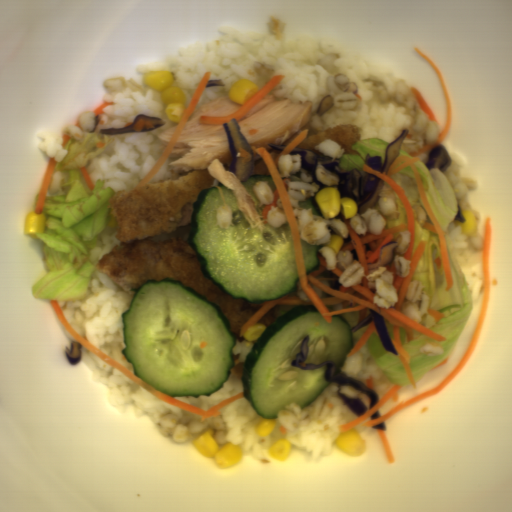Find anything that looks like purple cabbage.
I'll return each instance as SVG.
<instances>
[{
    "mask_svg": "<svg viewBox=\"0 0 512 512\" xmlns=\"http://www.w3.org/2000/svg\"><path fill=\"white\" fill-rule=\"evenodd\" d=\"M287 154H299L302 158V169L307 171L312 180L323 187H335L341 198H350L358 205V213L374 209L379 202L385 180L374 174L363 177L358 169L347 171L340 167V161L322 157L313 150L294 147Z\"/></svg>",
    "mask_w": 512,
    "mask_h": 512,
    "instance_id": "obj_1",
    "label": "purple cabbage"
},
{
    "mask_svg": "<svg viewBox=\"0 0 512 512\" xmlns=\"http://www.w3.org/2000/svg\"><path fill=\"white\" fill-rule=\"evenodd\" d=\"M309 334L302 339L300 352L297 353L294 361L291 362V366L293 368H300L301 370L313 371L322 366H326V372L324 374V380L327 382L337 383V394L342 399V401L348 406L353 414L357 417H361L366 412H368V407L364 403L362 399L359 397H350L347 394L343 393L342 388L344 385H350L357 391L364 393L368 396H371L370 409L379 403V397L376 390L366 386L363 382L357 380L354 377H350L344 372H338L336 374L337 367L335 363L332 361H325L320 364L307 363L305 366H302L300 362L305 361L309 355Z\"/></svg>",
    "mask_w": 512,
    "mask_h": 512,
    "instance_id": "obj_2",
    "label": "purple cabbage"
},
{
    "mask_svg": "<svg viewBox=\"0 0 512 512\" xmlns=\"http://www.w3.org/2000/svg\"><path fill=\"white\" fill-rule=\"evenodd\" d=\"M223 128L228 136V144L232 162L229 166V172H232L240 182L248 181L254 171L255 157L253 150L242 134L239 121L231 119L223 124Z\"/></svg>",
    "mask_w": 512,
    "mask_h": 512,
    "instance_id": "obj_3",
    "label": "purple cabbage"
},
{
    "mask_svg": "<svg viewBox=\"0 0 512 512\" xmlns=\"http://www.w3.org/2000/svg\"><path fill=\"white\" fill-rule=\"evenodd\" d=\"M409 134V129H404L401 135L389 143L387 148L384 151L385 161L383 164V158L379 155H371V153H367L365 156L366 166H369L379 172H387L391 164L397 159L401 144L404 143L406 136Z\"/></svg>",
    "mask_w": 512,
    "mask_h": 512,
    "instance_id": "obj_4",
    "label": "purple cabbage"
},
{
    "mask_svg": "<svg viewBox=\"0 0 512 512\" xmlns=\"http://www.w3.org/2000/svg\"><path fill=\"white\" fill-rule=\"evenodd\" d=\"M166 125V121L160 117H151L143 114H138L130 126L124 128H101L100 135H119L123 133H133L142 131H151Z\"/></svg>",
    "mask_w": 512,
    "mask_h": 512,
    "instance_id": "obj_5",
    "label": "purple cabbage"
},
{
    "mask_svg": "<svg viewBox=\"0 0 512 512\" xmlns=\"http://www.w3.org/2000/svg\"><path fill=\"white\" fill-rule=\"evenodd\" d=\"M372 320H374L376 331H377V334L380 338V341H381L383 347L386 348L388 351H391L400 357L399 352L395 349V347L393 345V340L390 336L389 328L385 322V318L381 314L373 311L372 309L368 308L365 319L362 322H360L358 325H356L354 328H352L351 332L354 333L360 327L365 326Z\"/></svg>",
    "mask_w": 512,
    "mask_h": 512,
    "instance_id": "obj_6",
    "label": "purple cabbage"
},
{
    "mask_svg": "<svg viewBox=\"0 0 512 512\" xmlns=\"http://www.w3.org/2000/svg\"><path fill=\"white\" fill-rule=\"evenodd\" d=\"M453 160L446 149L444 144H439L433 149L429 150L428 156L424 161V164L430 170L438 168L441 173H444L448 167L452 164Z\"/></svg>",
    "mask_w": 512,
    "mask_h": 512,
    "instance_id": "obj_7",
    "label": "purple cabbage"
},
{
    "mask_svg": "<svg viewBox=\"0 0 512 512\" xmlns=\"http://www.w3.org/2000/svg\"><path fill=\"white\" fill-rule=\"evenodd\" d=\"M398 242H391L381 247L380 249V257L374 263H367L369 268V273L371 274L379 267H386V265H392L393 263V250L398 246Z\"/></svg>",
    "mask_w": 512,
    "mask_h": 512,
    "instance_id": "obj_8",
    "label": "purple cabbage"
},
{
    "mask_svg": "<svg viewBox=\"0 0 512 512\" xmlns=\"http://www.w3.org/2000/svg\"><path fill=\"white\" fill-rule=\"evenodd\" d=\"M64 355L69 365H77L82 358V344L76 339L72 340L70 347L65 346Z\"/></svg>",
    "mask_w": 512,
    "mask_h": 512,
    "instance_id": "obj_9",
    "label": "purple cabbage"
},
{
    "mask_svg": "<svg viewBox=\"0 0 512 512\" xmlns=\"http://www.w3.org/2000/svg\"><path fill=\"white\" fill-rule=\"evenodd\" d=\"M334 103L335 101L333 97L328 94L322 99L320 107L316 114H319L321 117L326 111H328L331 108L332 105H334Z\"/></svg>",
    "mask_w": 512,
    "mask_h": 512,
    "instance_id": "obj_10",
    "label": "purple cabbage"
},
{
    "mask_svg": "<svg viewBox=\"0 0 512 512\" xmlns=\"http://www.w3.org/2000/svg\"><path fill=\"white\" fill-rule=\"evenodd\" d=\"M268 145H270L273 149L271 150H274V151H284L285 148L291 144V142H285V143H282V144H274V143H267Z\"/></svg>",
    "mask_w": 512,
    "mask_h": 512,
    "instance_id": "obj_11",
    "label": "purple cabbage"
},
{
    "mask_svg": "<svg viewBox=\"0 0 512 512\" xmlns=\"http://www.w3.org/2000/svg\"><path fill=\"white\" fill-rule=\"evenodd\" d=\"M457 207H458V212H457V214H456L454 219L460 221L461 223L467 222L465 217L462 214V206H461V204H457Z\"/></svg>",
    "mask_w": 512,
    "mask_h": 512,
    "instance_id": "obj_12",
    "label": "purple cabbage"
},
{
    "mask_svg": "<svg viewBox=\"0 0 512 512\" xmlns=\"http://www.w3.org/2000/svg\"><path fill=\"white\" fill-rule=\"evenodd\" d=\"M371 428L373 429H380V430H383V431H387V426H386V423L385 421L381 422V423H378L376 425H371Z\"/></svg>",
    "mask_w": 512,
    "mask_h": 512,
    "instance_id": "obj_13",
    "label": "purple cabbage"
}]
</instances>
